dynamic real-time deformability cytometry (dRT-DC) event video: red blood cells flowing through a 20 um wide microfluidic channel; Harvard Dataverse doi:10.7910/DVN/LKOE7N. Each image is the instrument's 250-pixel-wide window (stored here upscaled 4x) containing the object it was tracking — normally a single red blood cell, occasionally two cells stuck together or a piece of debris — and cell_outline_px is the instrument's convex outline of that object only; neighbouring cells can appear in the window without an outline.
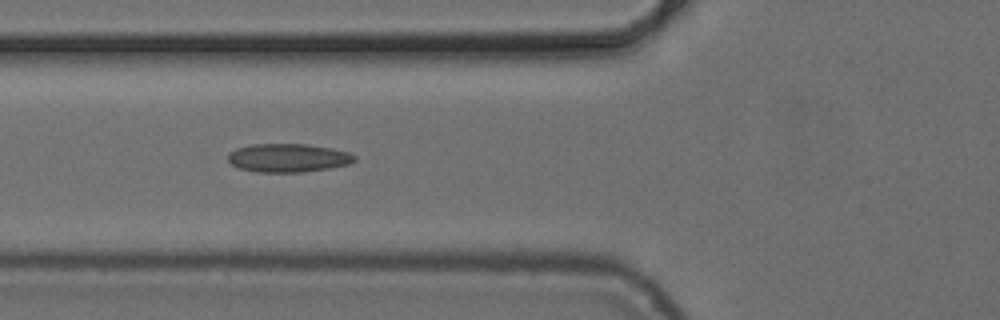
{"species": "common noctule bat (a hibernating species)", "species_latin": "Nyctalus noctula", "temperature_condition": "cold", "stored_images_in_passage": 4, "camera_frame_rate_fps": 3000, "um_per_image_px": 0.085, "animal": {"sex": "female", "body_mass_g": 24.6, "forearm_length_mm": 56.2}, "frame": {"image": 1, "passage_image": 3, "time_ms": 2.333, "image_size_px": [1000, 320], "cell_outline_px": [[356, 160], [348, 164], [328, 168], [304, 172], [256, 172], [240, 168], [232, 164], [228, 160], [228, 152], [236, 148], [252, 144], [304, 144], [332, 148], [348, 152], [356, 156]], "centroid_in_image_um": [24.47, 13.41], "position_along_channel_um": 101.3, "area_um2": 20.98}}
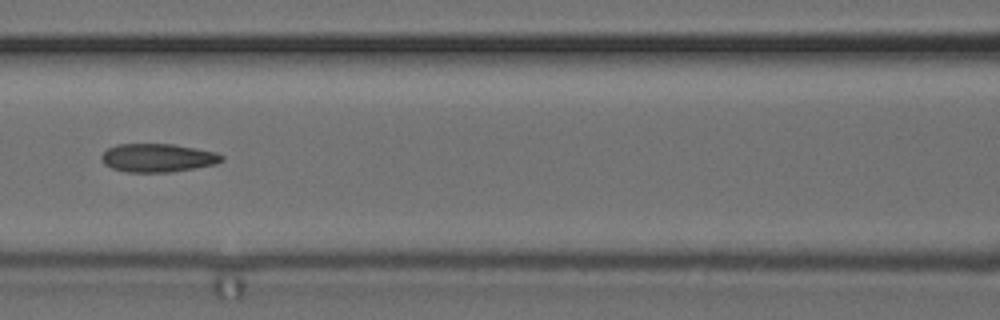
{"frame": {"image": 2, "passage_image": 4, "time_ms": 3.667, "image_size_px": [1000, 320], "cell_outline_px": [[224, 160], [216, 164], [172, 172], [128, 172], [112, 168], [104, 164], [100, 160], [100, 156], [108, 148], [116, 144], [172, 144], [216, 152], [224, 156]], "centroid_in_image_um": [13.4, 13.42], "position_along_channel_um": 153.2, "area_um2": 19.94}}